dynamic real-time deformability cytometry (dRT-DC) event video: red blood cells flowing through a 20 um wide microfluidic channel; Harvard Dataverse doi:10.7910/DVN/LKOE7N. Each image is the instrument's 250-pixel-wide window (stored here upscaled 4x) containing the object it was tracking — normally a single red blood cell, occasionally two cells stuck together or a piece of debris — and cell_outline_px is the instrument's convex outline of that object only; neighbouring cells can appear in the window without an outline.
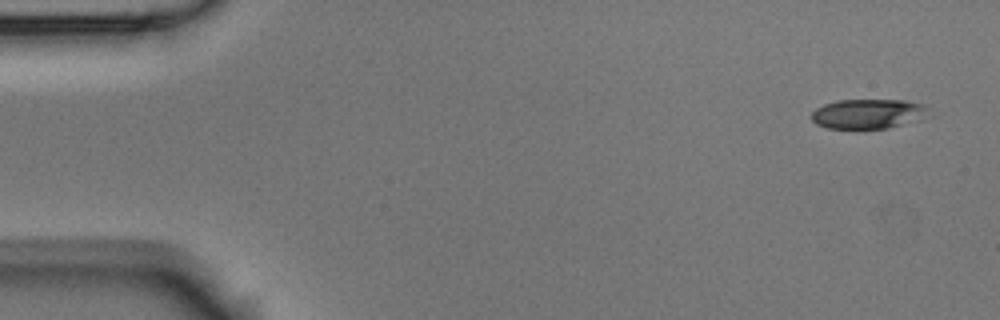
{"species": "Egyptian fruit bat (a non-hibernating species)", "species_latin": "Rousettus aegyptiacus", "temperature_condition": "room temperature", "stored_images_in_passage": 4, "camera_frame_rate_fps": 3000, "um_per_image_px": 0.085, "animal": {"sex": "male"}, "frame": {"image": 1, "passage_image": 1, "time_ms": 0.0, "image_size_px": [1000, 320], "cell_outline_px": [[932, 116], [888, 128], [828, 128], [816, 124], [812, 120], [812, 112], [816, 108], [824, 104], [836, 100], [904, 100], [924, 104], [928, 108]], "centroid_in_image_um": [73.84, 9.66], "position_along_channel_um": 11.2, "area_um2": 20.4}}
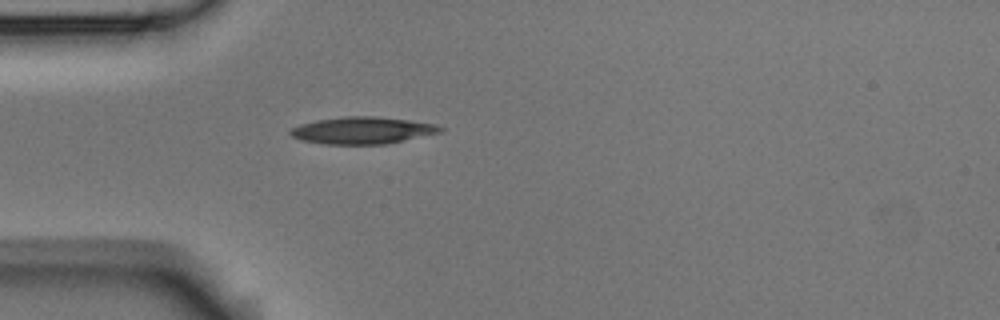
{"frame": {"image": 2, "passage_image": 4, "time_ms": 4.333, "image_size_px": [1000, 320], "cell_outline_px": [[444, 128], [440, 132], [388, 144], [324, 144], [300, 140], [292, 136], [288, 132], [292, 128], [300, 124], [316, 120], [344, 116], [376, 116], [408, 120], [436, 124]], "centroid_in_image_um": [30.78, 11.08], "position_along_channel_um": 54.2, "area_um2": 23.58}}